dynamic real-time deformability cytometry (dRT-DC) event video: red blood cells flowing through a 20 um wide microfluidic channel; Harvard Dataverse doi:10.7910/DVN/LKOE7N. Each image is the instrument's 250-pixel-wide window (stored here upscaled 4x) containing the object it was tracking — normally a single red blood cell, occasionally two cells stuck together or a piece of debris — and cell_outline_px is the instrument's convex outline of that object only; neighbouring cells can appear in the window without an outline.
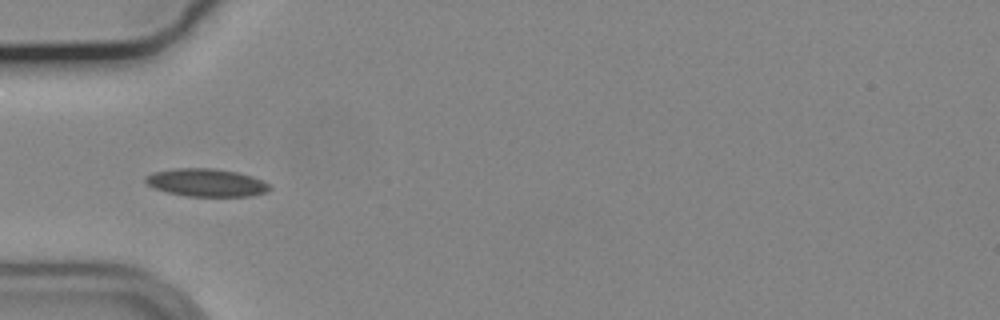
{"species": "common noctule bat (a hibernating species)", "species_latin": "Nyctalus noctula", "temperature_condition": "cold", "stored_images_in_passage": 39, "camera_frame_rate_fps": 3000, "um_per_image_px": 0.085, "animal": {"sex": "male", "body_mass_g": 19.2, "forearm_length_mm": 51.8}, "frame": {"image": 1, "passage_image": 1, "time_ms": 0.0, "image_size_px": [1000, 320], "cell_outline_px": [[272, 188], [264, 192], [252, 196], [184, 196], [168, 192], [156, 188], [148, 184], [144, 180], [144, 176], [152, 172], [176, 168], [212, 168], [236, 172], [252, 176], [268, 184]], "centroid_in_image_um": [17.51, 15.52], "position_along_channel_um": 67.5, "area_um2": 20.0}}
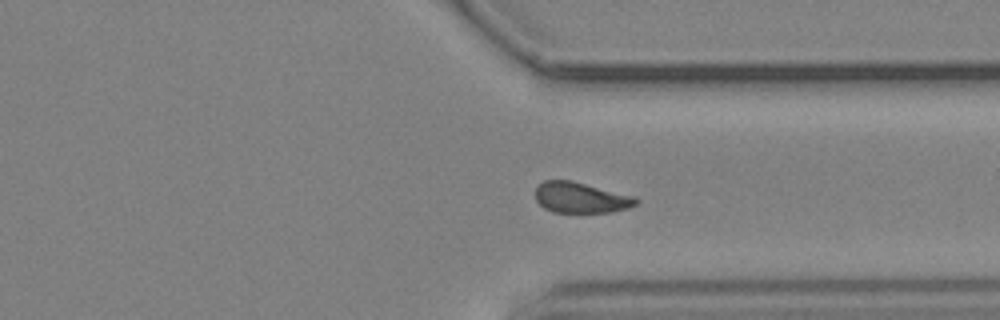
{"frame": {"image": 2, "passage_image": 25, "time_ms": 8.0, "image_size_px": [1000, 320], "cell_outline_px": [[640, 200], [636, 204], [628, 208], [612, 212], [552, 212], [544, 208], [536, 200], [536, 188], [544, 180], [572, 180], [636, 196]], "centroid_in_image_um": [49.4, 16.79], "position_along_channel_um": 362.0, "area_um2": 18.15}}
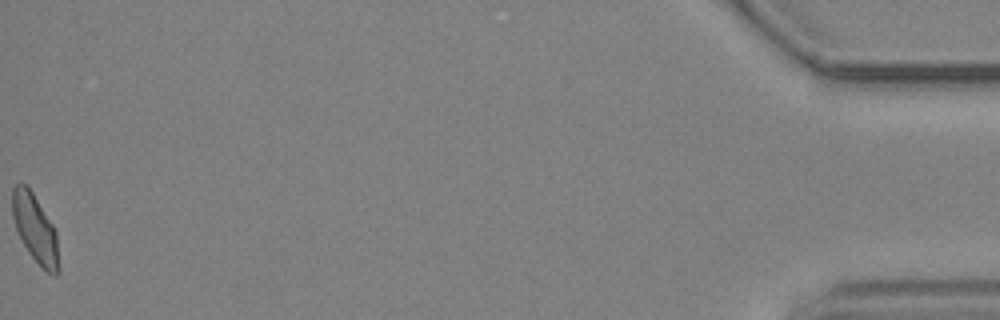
{"frame": {"image": 3, "passage_image": 39, "time_ms": 12.667, "image_size_px": [1000, 320], "cell_outline_px": [[60, 272], [56, 276], [52, 276], [28, 252], [16, 228], [12, 216], [12, 188], [16, 184], [24, 184], [32, 192], [52, 224], [56, 232], [60, 268]], "centroid_in_image_um": [3.0, 19.46], "position_along_channel_um": 432.2, "area_um2": 18.15}, "authors_computed_cell_mechanics": {"area_um2": 18.6694, "velocity_mm_per_s": 3.6875, "shape_relaxation_time_tau1_ms": 9.8873, "shape_relaxation_time_tau2_ms": 4.2733, "deformation_change_tau1": 0.1534, "deformation_change_tau2": 0.0683}}